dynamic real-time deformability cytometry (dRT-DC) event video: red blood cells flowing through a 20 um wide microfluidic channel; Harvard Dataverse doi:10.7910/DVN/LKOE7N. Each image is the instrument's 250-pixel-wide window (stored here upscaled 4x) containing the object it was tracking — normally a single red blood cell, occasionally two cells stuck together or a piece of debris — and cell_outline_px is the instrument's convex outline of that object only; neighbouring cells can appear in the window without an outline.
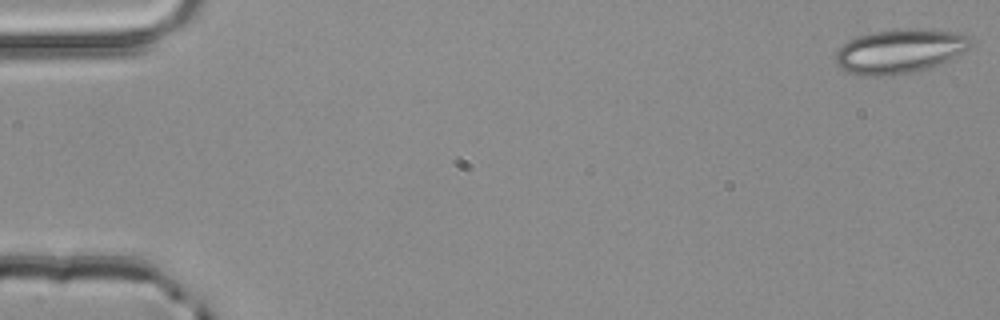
{"species": "common noctule bat (a hibernating species)", "species_latin": "Nyctalus noctula", "temperature_condition": "room temperature", "stored_images_in_passage": 4, "camera_frame_rate_fps": 3000, "um_per_image_px": 0.085, "animal": {"sex": "male", "body_mass_g": 20.4}, "frame": {"image": 1, "passage_image": 1, "time_ms": 0.0, "image_size_px": [1000, 320], "cell_outline_px": [[972, 36], [968, 48], [964, 52], [936, 64], [916, 72], [896, 76], [864, 76], [844, 72], [836, 64], [832, 56], [848, 40], [872, 32], [904, 28], [920, 28], [960, 32]], "centroid_in_image_um": [76.44, 4.35], "position_along_channel_um": 8.6, "area_um2": 35.26}}